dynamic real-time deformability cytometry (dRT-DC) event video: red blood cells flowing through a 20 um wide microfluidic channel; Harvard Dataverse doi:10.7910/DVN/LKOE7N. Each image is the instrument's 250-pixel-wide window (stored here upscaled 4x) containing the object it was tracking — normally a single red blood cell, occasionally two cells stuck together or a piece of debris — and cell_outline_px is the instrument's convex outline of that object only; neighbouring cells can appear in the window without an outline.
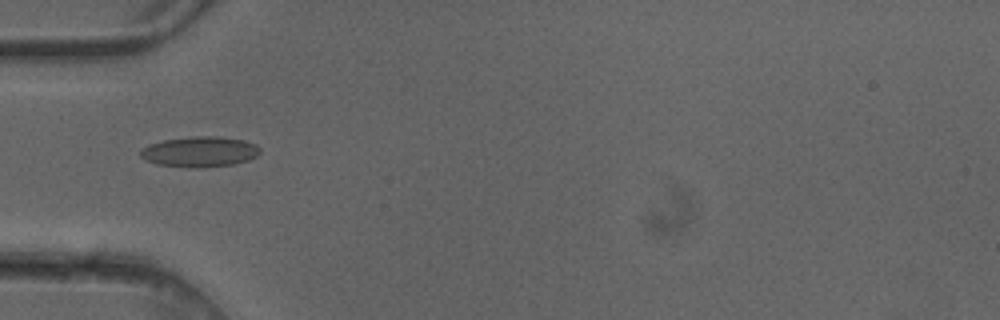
{"species": "common noctule bat (a hibernating species)", "species_latin": "Nyctalus noctula", "temperature_condition": "cold", "stored_images_in_passage": 6, "camera_frame_rate_fps": 3000, "um_per_image_px": 0.085, "animal": {"sex": "female"}, "frame": {"image": 1, "passage_image": 5, "time_ms": 1.333, "image_size_px": [1000, 320], "cell_outline_px": [[260, 152], [256, 156], [248, 160], [236, 164], [204, 168], [188, 168], [156, 164], [144, 160], [140, 156], [140, 152], [148, 144], [164, 140], [192, 136], [220, 136], [244, 140], [256, 144], [260, 148]], "centroid_in_image_um": [16.99, 12.91], "position_along_channel_um": 68.0, "area_um2": 21.56}}
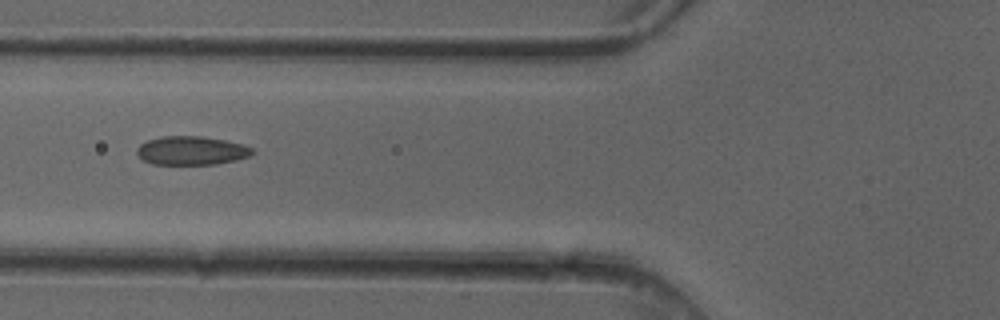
{"frame": {"image": 2, "passage_image": 6, "time_ms": 1.667, "image_size_px": [1000, 320], "cell_outline_px": [[256, 152], [252, 156], [236, 160], [216, 164], [152, 164], [144, 160], [136, 152], [136, 148], [140, 144], [148, 140], [164, 136], [200, 136], [224, 140], [240, 144], [252, 148]], "centroid_in_image_um": [16.29, 12.8], "position_along_channel_um": 109.5, "area_um2": 19.25}}